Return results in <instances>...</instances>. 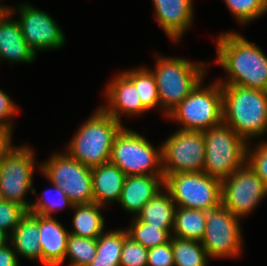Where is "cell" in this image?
I'll list each match as a JSON object with an SVG mask.
<instances>
[{"label": "cell", "mask_w": 267, "mask_h": 266, "mask_svg": "<svg viewBox=\"0 0 267 266\" xmlns=\"http://www.w3.org/2000/svg\"><path fill=\"white\" fill-rule=\"evenodd\" d=\"M236 31L221 33L216 39V64L226 77L216 79L221 85H238L267 91V56Z\"/></svg>", "instance_id": "1"}, {"label": "cell", "mask_w": 267, "mask_h": 266, "mask_svg": "<svg viewBox=\"0 0 267 266\" xmlns=\"http://www.w3.org/2000/svg\"><path fill=\"white\" fill-rule=\"evenodd\" d=\"M223 123L250 143L267 133V91L222 85ZM259 137V138H258Z\"/></svg>", "instance_id": "2"}, {"label": "cell", "mask_w": 267, "mask_h": 266, "mask_svg": "<svg viewBox=\"0 0 267 266\" xmlns=\"http://www.w3.org/2000/svg\"><path fill=\"white\" fill-rule=\"evenodd\" d=\"M151 70L158 88L160 111L165 117L173 111L208 73L204 61L193 62L185 58L158 54Z\"/></svg>", "instance_id": "3"}, {"label": "cell", "mask_w": 267, "mask_h": 266, "mask_svg": "<svg viewBox=\"0 0 267 266\" xmlns=\"http://www.w3.org/2000/svg\"><path fill=\"white\" fill-rule=\"evenodd\" d=\"M65 146V152L80 163L93 168L110 161L116 134L123 124L98 107Z\"/></svg>", "instance_id": "4"}, {"label": "cell", "mask_w": 267, "mask_h": 266, "mask_svg": "<svg viewBox=\"0 0 267 266\" xmlns=\"http://www.w3.org/2000/svg\"><path fill=\"white\" fill-rule=\"evenodd\" d=\"M203 82L167 115L179 124V129L203 132L223 122L222 85L216 79L210 85Z\"/></svg>", "instance_id": "5"}, {"label": "cell", "mask_w": 267, "mask_h": 266, "mask_svg": "<svg viewBox=\"0 0 267 266\" xmlns=\"http://www.w3.org/2000/svg\"><path fill=\"white\" fill-rule=\"evenodd\" d=\"M109 162L126 176H164L162 144L155 148L144 135L126 126L114 138Z\"/></svg>", "instance_id": "6"}, {"label": "cell", "mask_w": 267, "mask_h": 266, "mask_svg": "<svg viewBox=\"0 0 267 266\" xmlns=\"http://www.w3.org/2000/svg\"><path fill=\"white\" fill-rule=\"evenodd\" d=\"M205 164L203 172L220 181L241 168L247 161L248 143L223 122L203 131Z\"/></svg>", "instance_id": "7"}, {"label": "cell", "mask_w": 267, "mask_h": 266, "mask_svg": "<svg viewBox=\"0 0 267 266\" xmlns=\"http://www.w3.org/2000/svg\"><path fill=\"white\" fill-rule=\"evenodd\" d=\"M35 161L34 149L24 144L13 146L0 162V190L4 199L22 206L27 212L32 205L26 198L27 193L37 194L32 187Z\"/></svg>", "instance_id": "8"}, {"label": "cell", "mask_w": 267, "mask_h": 266, "mask_svg": "<svg viewBox=\"0 0 267 266\" xmlns=\"http://www.w3.org/2000/svg\"><path fill=\"white\" fill-rule=\"evenodd\" d=\"M44 177L59 186L74 205L94 203L91 168L66 152H54L38 165Z\"/></svg>", "instance_id": "9"}, {"label": "cell", "mask_w": 267, "mask_h": 266, "mask_svg": "<svg viewBox=\"0 0 267 266\" xmlns=\"http://www.w3.org/2000/svg\"><path fill=\"white\" fill-rule=\"evenodd\" d=\"M176 207L211 210L221 205V181L204 172H180L164 178Z\"/></svg>", "instance_id": "10"}, {"label": "cell", "mask_w": 267, "mask_h": 266, "mask_svg": "<svg viewBox=\"0 0 267 266\" xmlns=\"http://www.w3.org/2000/svg\"><path fill=\"white\" fill-rule=\"evenodd\" d=\"M206 228L201 244L209 259L236 258L243 251L241 221L222 204L205 211Z\"/></svg>", "instance_id": "11"}, {"label": "cell", "mask_w": 267, "mask_h": 266, "mask_svg": "<svg viewBox=\"0 0 267 266\" xmlns=\"http://www.w3.org/2000/svg\"><path fill=\"white\" fill-rule=\"evenodd\" d=\"M265 197L267 186L247 162L221 181V204L240 219L254 212Z\"/></svg>", "instance_id": "12"}, {"label": "cell", "mask_w": 267, "mask_h": 266, "mask_svg": "<svg viewBox=\"0 0 267 266\" xmlns=\"http://www.w3.org/2000/svg\"><path fill=\"white\" fill-rule=\"evenodd\" d=\"M163 175L203 172L205 141L202 131L178 129L162 143Z\"/></svg>", "instance_id": "13"}, {"label": "cell", "mask_w": 267, "mask_h": 266, "mask_svg": "<svg viewBox=\"0 0 267 266\" xmlns=\"http://www.w3.org/2000/svg\"><path fill=\"white\" fill-rule=\"evenodd\" d=\"M8 11L12 15L19 14L17 21L23 38L36 55L37 51L44 52L65 46L64 32L50 14L27 2L19 4L16 9L9 7Z\"/></svg>", "instance_id": "14"}, {"label": "cell", "mask_w": 267, "mask_h": 266, "mask_svg": "<svg viewBox=\"0 0 267 266\" xmlns=\"http://www.w3.org/2000/svg\"><path fill=\"white\" fill-rule=\"evenodd\" d=\"M106 102L100 106L107 114L122 123V115L137 117L149 110L142 104L135 84L121 71L104 90Z\"/></svg>", "instance_id": "15"}, {"label": "cell", "mask_w": 267, "mask_h": 266, "mask_svg": "<svg viewBox=\"0 0 267 266\" xmlns=\"http://www.w3.org/2000/svg\"><path fill=\"white\" fill-rule=\"evenodd\" d=\"M155 20L172 42L181 41L193 23V0H151Z\"/></svg>", "instance_id": "16"}, {"label": "cell", "mask_w": 267, "mask_h": 266, "mask_svg": "<svg viewBox=\"0 0 267 266\" xmlns=\"http://www.w3.org/2000/svg\"><path fill=\"white\" fill-rule=\"evenodd\" d=\"M163 187L164 176H126L118 203L122 210L136 217Z\"/></svg>", "instance_id": "17"}, {"label": "cell", "mask_w": 267, "mask_h": 266, "mask_svg": "<svg viewBox=\"0 0 267 266\" xmlns=\"http://www.w3.org/2000/svg\"><path fill=\"white\" fill-rule=\"evenodd\" d=\"M7 10L0 18V60L12 63H33L35 52L23 38L17 19Z\"/></svg>", "instance_id": "18"}, {"label": "cell", "mask_w": 267, "mask_h": 266, "mask_svg": "<svg viewBox=\"0 0 267 266\" xmlns=\"http://www.w3.org/2000/svg\"><path fill=\"white\" fill-rule=\"evenodd\" d=\"M39 232L41 264L44 266H62L67 251L69 230H66L55 216L39 215Z\"/></svg>", "instance_id": "19"}, {"label": "cell", "mask_w": 267, "mask_h": 266, "mask_svg": "<svg viewBox=\"0 0 267 266\" xmlns=\"http://www.w3.org/2000/svg\"><path fill=\"white\" fill-rule=\"evenodd\" d=\"M94 203L105 206L118 203L126 175L108 162L91 168Z\"/></svg>", "instance_id": "20"}, {"label": "cell", "mask_w": 267, "mask_h": 266, "mask_svg": "<svg viewBox=\"0 0 267 266\" xmlns=\"http://www.w3.org/2000/svg\"><path fill=\"white\" fill-rule=\"evenodd\" d=\"M39 215L27 212L10 234V243L17 254L31 261L41 263V246L39 239Z\"/></svg>", "instance_id": "21"}, {"label": "cell", "mask_w": 267, "mask_h": 266, "mask_svg": "<svg viewBox=\"0 0 267 266\" xmlns=\"http://www.w3.org/2000/svg\"><path fill=\"white\" fill-rule=\"evenodd\" d=\"M105 206L97 203L73 205L72 231L69 234L97 239L103 232L106 226L105 217L101 212Z\"/></svg>", "instance_id": "22"}, {"label": "cell", "mask_w": 267, "mask_h": 266, "mask_svg": "<svg viewBox=\"0 0 267 266\" xmlns=\"http://www.w3.org/2000/svg\"><path fill=\"white\" fill-rule=\"evenodd\" d=\"M176 204L168 190L163 187L143 207L137 217L154 227L162 230H173Z\"/></svg>", "instance_id": "23"}, {"label": "cell", "mask_w": 267, "mask_h": 266, "mask_svg": "<svg viewBox=\"0 0 267 266\" xmlns=\"http://www.w3.org/2000/svg\"><path fill=\"white\" fill-rule=\"evenodd\" d=\"M127 236L125 229L103 232L97 238L96 256L88 266H120L123 243Z\"/></svg>", "instance_id": "24"}, {"label": "cell", "mask_w": 267, "mask_h": 266, "mask_svg": "<svg viewBox=\"0 0 267 266\" xmlns=\"http://www.w3.org/2000/svg\"><path fill=\"white\" fill-rule=\"evenodd\" d=\"M205 228V211L176 207L173 237L201 241Z\"/></svg>", "instance_id": "25"}, {"label": "cell", "mask_w": 267, "mask_h": 266, "mask_svg": "<svg viewBox=\"0 0 267 266\" xmlns=\"http://www.w3.org/2000/svg\"><path fill=\"white\" fill-rule=\"evenodd\" d=\"M174 266H208L209 256L201 241L171 236Z\"/></svg>", "instance_id": "26"}, {"label": "cell", "mask_w": 267, "mask_h": 266, "mask_svg": "<svg viewBox=\"0 0 267 266\" xmlns=\"http://www.w3.org/2000/svg\"><path fill=\"white\" fill-rule=\"evenodd\" d=\"M124 74L135 84L142 104L150 111L160 107L158 88L151 69L139 66L130 70H123Z\"/></svg>", "instance_id": "27"}, {"label": "cell", "mask_w": 267, "mask_h": 266, "mask_svg": "<svg viewBox=\"0 0 267 266\" xmlns=\"http://www.w3.org/2000/svg\"><path fill=\"white\" fill-rule=\"evenodd\" d=\"M131 224L125 228L128 237L145 248H153L170 241L172 230H162L141 221L137 216L132 217Z\"/></svg>", "instance_id": "28"}, {"label": "cell", "mask_w": 267, "mask_h": 266, "mask_svg": "<svg viewBox=\"0 0 267 266\" xmlns=\"http://www.w3.org/2000/svg\"><path fill=\"white\" fill-rule=\"evenodd\" d=\"M51 185L53 188L44 190L40 198L39 195H36L37 199L32 202L28 212L45 217H53L55 211L62 210L65 207L73 208L74 204L65 192L59 186L53 183Z\"/></svg>", "instance_id": "29"}, {"label": "cell", "mask_w": 267, "mask_h": 266, "mask_svg": "<svg viewBox=\"0 0 267 266\" xmlns=\"http://www.w3.org/2000/svg\"><path fill=\"white\" fill-rule=\"evenodd\" d=\"M97 252V239L77 237L69 234L67 239V251L65 255L69 259L67 266H88Z\"/></svg>", "instance_id": "30"}, {"label": "cell", "mask_w": 267, "mask_h": 266, "mask_svg": "<svg viewBox=\"0 0 267 266\" xmlns=\"http://www.w3.org/2000/svg\"><path fill=\"white\" fill-rule=\"evenodd\" d=\"M230 13L239 24L248 25L251 21L267 13V0H223Z\"/></svg>", "instance_id": "31"}, {"label": "cell", "mask_w": 267, "mask_h": 266, "mask_svg": "<svg viewBox=\"0 0 267 266\" xmlns=\"http://www.w3.org/2000/svg\"><path fill=\"white\" fill-rule=\"evenodd\" d=\"M253 143L255 146H252L251 142L247 145L246 162L267 186V140H259L258 144Z\"/></svg>", "instance_id": "32"}, {"label": "cell", "mask_w": 267, "mask_h": 266, "mask_svg": "<svg viewBox=\"0 0 267 266\" xmlns=\"http://www.w3.org/2000/svg\"><path fill=\"white\" fill-rule=\"evenodd\" d=\"M147 255V248L127 236L123 243L120 266H147Z\"/></svg>", "instance_id": "33"}, {"label": "cell", "mask_w": 267, "mask_h": 266, "mask_svg": "<svg viewBox=\"0 0 267 266\" xmlns=\"http://www.w3.org/2000/svg\"><path fill=\"white\" fill-rule=\"evenodd\" d=\"M26 213L22 206L3 201L0 203V228L11 234Z\"/></svg>", "instance_id": "34"}, {"label": "cell", "mask_w": 267, "mask_h": 266, "mask_svg": "<svg viewBox=\"0 0 267 266\" xmlns=\"http://www.w3.org/2000/svg\"><path fill=\"white\" fill-rule=\"evenodd\" d=\"M147 266H174L171 239L166 244L148 249Z\"/></svg>", "instance_id": "35"}, {"label": "cell", "mask_w": 267, "mask_h": 266, "mask_svg": "<svg viewBox=\"0 0 267 266\" xmlns=\"http://www.w3.org/2000/svg\"><path fill=\"white\" fill-rule=\"evenodd\" d=\"M15 104L7 93L0 88V126L13 129V121L11 120L19 112V106Z\"/></svg>", "instance_id": "36"}, {"label": "cell", "mask_w": 267, "mask_h": 266, "mask_svg": "<svg viewBox=\"0 0 267 266\" xmlns=\"http://www.w3.org/2000/svg\"><path fill=\"white\" fill-rule=\"evenodd\" d=\"M0 266H20L19 259L11 243L0 247Z\"/></svg>", "instance_id": "37"}, {"label": "cell", "mask_w": 267, "mask_h": 266, "mask_svg": "<svg viewBox=\"0 0 267 266\" xmlns=\"http://www.w3.org/2000/svg\"><path fill=\"white\" fill-rule=\"evenodd\" d=\"M13 130L0 126V162L6 153L14 146L12 142Z\"/></svg>", "instance_id": "38"}, {"label": "cell", "mask_w": 267, "mask_h": 266, "mask_svg": "<svg viewBox=\"0 0 267 266\" xmlns=\"http://www.w3.org/2000/svg\"><path fill=\"white\" fill-rule=\"evenodd\" d=\"M10 243V234L0 228V247Z\"/></svg>", "instance_id": "39"}, {"label": "cell", "mask_w": 267, "mask_h": 266, "mask_svg": "<svg viewBox=\"0 0 267 266\" xmlns=\"http://www.w3.org/2000/svg\"><path fill=\"white\" fill-rule=\"evenodd\" d=\"M9 6L0 4V18L8 10Z\"/></svg>", "instance_id": "40"}, {"label": "cell", "mask_w": 267, "mask_h": 266, "mask_svg": "<svg viewBox=\"0 0 267 266\" xmlns=\"http://www.w3.org/2000/svg\"><path fill=\"white\" fill-rule=\"evenodd\" d=\"M3 201H5V199H4L3 194H2V192L0 190V203H2Z\"/></svg>", "instance_id": "41"}]
</instances>
